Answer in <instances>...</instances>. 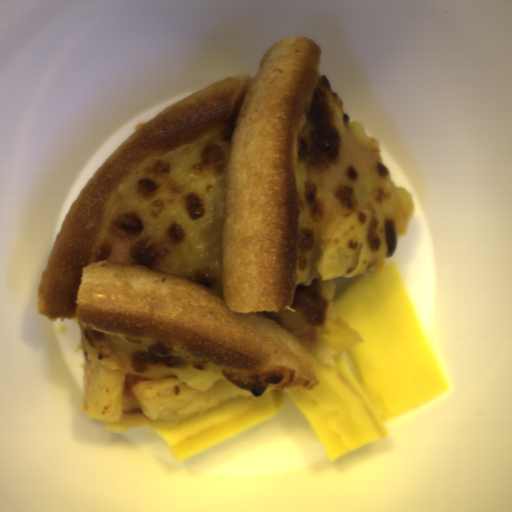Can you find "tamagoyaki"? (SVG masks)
<instances>
[{"mask_svg": "<svg viewBox=\"0 0 512 512\" xmlns=\"http://www.w3.org/2000/svg\"><path fill=\"white\" fill-rule=\"evenodd\" d=\"M334 302L364 340L332 367L314 357L315 388L285 391L332 462L387 438L385 420L450 388L394 262L351 281Z\"/></svg>", "mask_w": 512, "mask_h": 512, "instance_id": "obj_1", "label": "tamagoyaki"}, {"mask_svg": "<svg viewBox=\"0 0 512 512\" xmlns=\"http://www.w3.org/2000/svg\"><path fill=\"white\" fill-rule=\"evenodd\" d=\"M284 392L223 400L211 408L175 420H155L146 414L124 413L119 421H103L105 430L123 432L139 428L154 430L179 463L220 442L259 425L276 412Z\"/></svg>", "mask_w": 512, "mask_h": 512, "instance_id": "obj_2", "label": "tamagoyaki"}]
</instances>
